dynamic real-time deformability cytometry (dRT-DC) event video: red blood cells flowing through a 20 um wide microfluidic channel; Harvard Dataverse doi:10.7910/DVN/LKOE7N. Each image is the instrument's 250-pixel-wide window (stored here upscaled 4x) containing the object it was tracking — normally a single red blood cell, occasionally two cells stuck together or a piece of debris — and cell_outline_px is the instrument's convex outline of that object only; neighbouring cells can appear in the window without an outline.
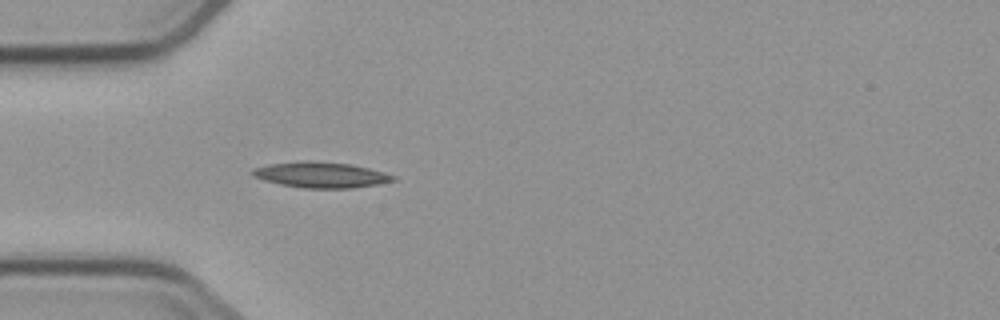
{"species": "common noctule bat (a hibernating species)", "species_latin": "Nyctalus noctula", "temperature_condition": "cold", "stored_images_in_passage": 5, "camera_frame_rate_fps": 3000, "um_per_image_px": 0.085, "animal": {"sex": "male", "body_mass_g": 23.1, "forearm_length_mm": 52.7}, "frame": {"image": 1, "passage_image": 5, "time_ms": 4.667, "image_size_px": [1000, 320], "cell_outline_px": [[396, 180], [376, 184], [352, 188], [304, 188], [280, 184], [264, 180], [252, 176], [252, 168], [268, 164], [304, 160], [312, 160], [352, 164], [384, 172], [396, 176]], "centroid_in_image_um": [27.26, 14.85], "position_along_channel_um": 57.7, "area_um2": 21.15}}